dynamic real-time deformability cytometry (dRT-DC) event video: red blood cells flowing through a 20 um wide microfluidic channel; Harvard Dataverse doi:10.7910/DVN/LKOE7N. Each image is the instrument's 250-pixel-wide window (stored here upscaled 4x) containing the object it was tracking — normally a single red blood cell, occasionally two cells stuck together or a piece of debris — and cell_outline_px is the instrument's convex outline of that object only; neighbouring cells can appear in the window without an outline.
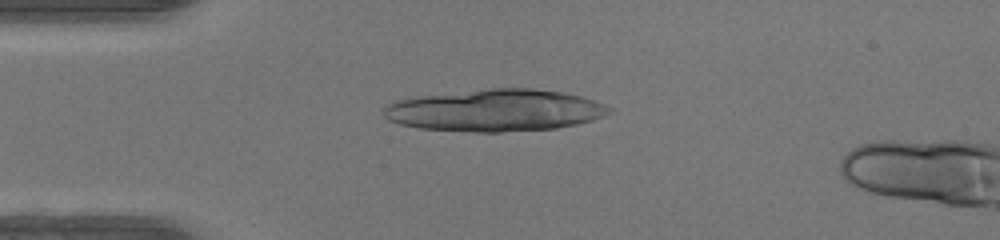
{"species": "human", "species_latin": "Homo sapiens", "temperature_condition": "warm", "stored_images_in_passage": 14, "camera_frame_rate_fps": 3000, "um_per_image_px": 0.085, "donor": {"sex": "female"}, "frame": {"image": 1, "passage_image": 12, "time_ms": 3.667, "image_size_px": [1000, 240], "cell_outline_px": [[612, 112], [592, 120], [576, 124], [556, 128], [500, 132], [476, 132], [420, 128], [400, 124], [388, 120], [384, 116], [384, 108], [392, 100], [420, 96], [488, 88], [532, 88], [564, 92], [580, 96], [604, 104], [612, 108]], "centroid_in_image_um": [42.08, 9.37], "position_along_channel_um": 42.9, "area_um2": 55.2}}